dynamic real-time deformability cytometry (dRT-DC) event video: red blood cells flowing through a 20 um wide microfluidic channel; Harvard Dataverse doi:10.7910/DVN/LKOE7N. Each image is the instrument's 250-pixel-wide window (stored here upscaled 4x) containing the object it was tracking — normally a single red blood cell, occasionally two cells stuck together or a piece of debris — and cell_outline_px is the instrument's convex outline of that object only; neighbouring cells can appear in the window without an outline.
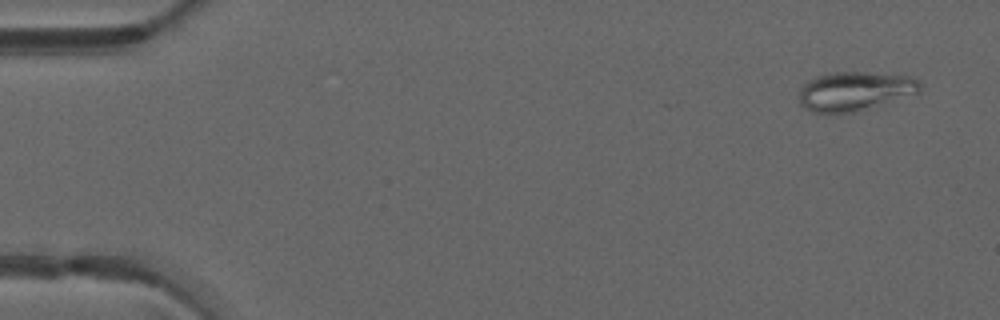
{"species": "common noctule bat (a hibernating species)", "species_latin": "Nyctalus noctula", "temperature_condition": "warm", "stored_images_in_passage": 12, "camera_frame_rate_fps": 3000, "um_per_image_px": 0.085, "animal": {"sex": "male", "forearm_length_mm": 52.5}, "frame": {"image": 1, "passage_image": 3, "time_ms": 0.667, "image_size_px": [1000, 320], "cell_outline_px": [[920, 92], [852, 112], [812, 112], [804, 108], [800, 104], [800, 88], [808, 80], [816, 76], [828, 72], [864, 72], [912, 76], [920, 80]], "centroid_in_image_um": [72.64, 7.72], "position_along_channel_um": 12.4, "area_um2": 27.22}}